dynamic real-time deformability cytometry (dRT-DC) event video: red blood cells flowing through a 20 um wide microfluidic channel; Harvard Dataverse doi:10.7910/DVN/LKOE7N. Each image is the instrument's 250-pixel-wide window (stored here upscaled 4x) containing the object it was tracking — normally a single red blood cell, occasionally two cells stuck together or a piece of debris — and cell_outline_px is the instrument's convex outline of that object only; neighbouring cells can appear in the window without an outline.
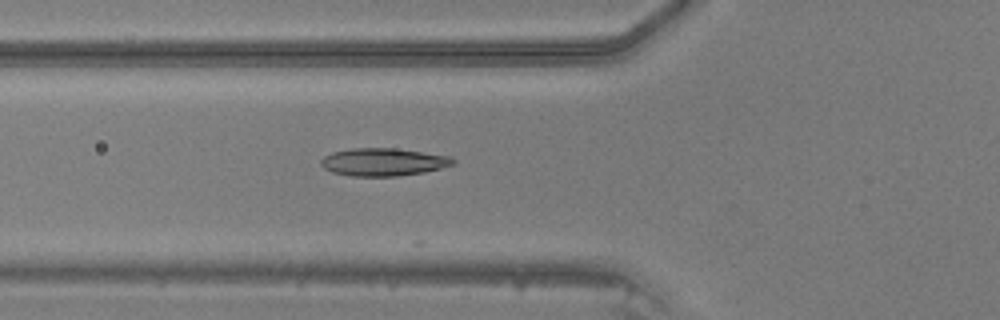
{"species": "common noctule bat (a hibernating species)", "species_latin": "Nyctalus noctula", "temperature_condition": "warm", "stored_images_in_passage": 14, "camera_frame_rate_fps": 3000, "um_per_image_px": 0.085, "animal": {"sex": "male", "body_mass_g": 20.5, "forearm_length_mm": 52.5}, "frame": {"image": 1, "passage_image": 9, "time_ms": 2.667, "image_size_px": [1000, 320], "cell_outline_px": [[456, 164], [424, 172], [396, 176], [348, 176], [332, 172], [324, 168], [320, 164], [320, 160], [324, 156], [332, 152], [352, 148], [396, 148], [452, 156], [456, 160]], "centroid_in_image_um": [32.59, 13.76], "position_along_channel_um": 93.2, "area_um2": 21.56}}